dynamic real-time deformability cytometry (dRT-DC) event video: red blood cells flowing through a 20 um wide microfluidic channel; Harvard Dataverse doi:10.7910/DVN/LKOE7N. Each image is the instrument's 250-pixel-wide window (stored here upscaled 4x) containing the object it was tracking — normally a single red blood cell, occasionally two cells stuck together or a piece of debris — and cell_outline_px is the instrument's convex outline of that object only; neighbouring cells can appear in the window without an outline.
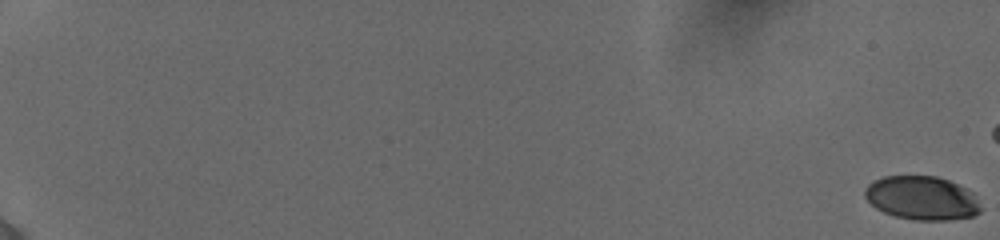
{"species": "human", "species_latin": "Homo sapiens", "temperature_condition": "cold", "stored_images_in_passage": 20, "camera_frame_rate_fps": 3000, "um_per_image_px": 0.085, "donor": {"sex": "female"}, "frame": {"image": 1, "passage_image": 1, "time_ms": 0.0, "image_size_px": [1000, 240], "cell_outline_px": [[980, 212], [972, 216], [948, 220], [916, 220], [896, 216], [884, 212], [876, 208], [864, 196], [864, 188], [872, 180], [884, 176], [936, 176], [948, 180], [972, 192], [980, 208]], "centroid_in_image_um": [78.31, 16.82], "position_along_channel_um": 6.7, "area_um2": 29.3}}